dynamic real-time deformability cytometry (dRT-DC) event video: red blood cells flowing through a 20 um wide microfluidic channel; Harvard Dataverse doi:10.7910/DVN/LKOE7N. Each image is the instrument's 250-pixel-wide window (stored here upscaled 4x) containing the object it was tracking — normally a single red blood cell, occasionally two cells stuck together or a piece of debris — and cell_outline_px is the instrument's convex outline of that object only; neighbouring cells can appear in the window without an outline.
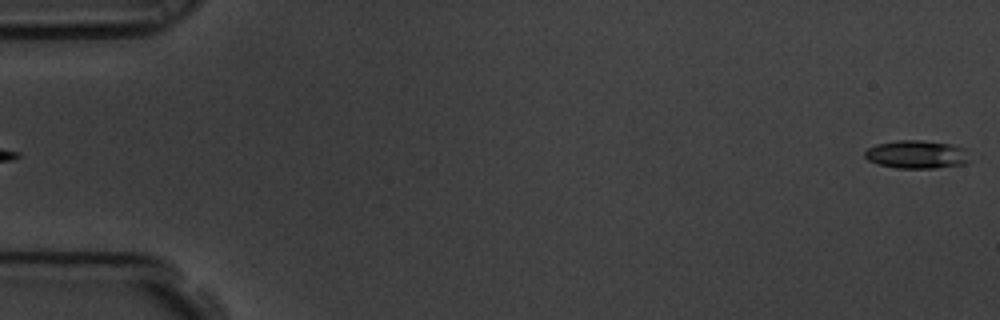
{"species": "common noctule bat (a hibernating species)", "species_latin": "Nyctalus noctula", "temperature_condition": "room temperature", "stored_images_in_passage": 6, "segment_of_instrument_passage": [2, 2], "camera_frame_rate_fps": 3000, "um_per_image_px": 0.085, "animal": {"sex": "male", "body_mass_g": 19.5, "forearm_length_mm": 54.6}, "frame": {"image": 1, "passage_image": 6, "time_ms": 1.667, "image_size_px": [1000, 320], "cell_outline_px": [[972, 160], [964, 164], [936, 168], [896, 168], [880, 164], [868, 160], [864, 156], [864, 152], [868, 148], [876, 144], [896, 140], [920, 140], [952, 144], [964, 148]], "centroid_in_image_um": [77.94, 13.12], "position_along_channel_um": 7.1, "area_um2": 17.34}}